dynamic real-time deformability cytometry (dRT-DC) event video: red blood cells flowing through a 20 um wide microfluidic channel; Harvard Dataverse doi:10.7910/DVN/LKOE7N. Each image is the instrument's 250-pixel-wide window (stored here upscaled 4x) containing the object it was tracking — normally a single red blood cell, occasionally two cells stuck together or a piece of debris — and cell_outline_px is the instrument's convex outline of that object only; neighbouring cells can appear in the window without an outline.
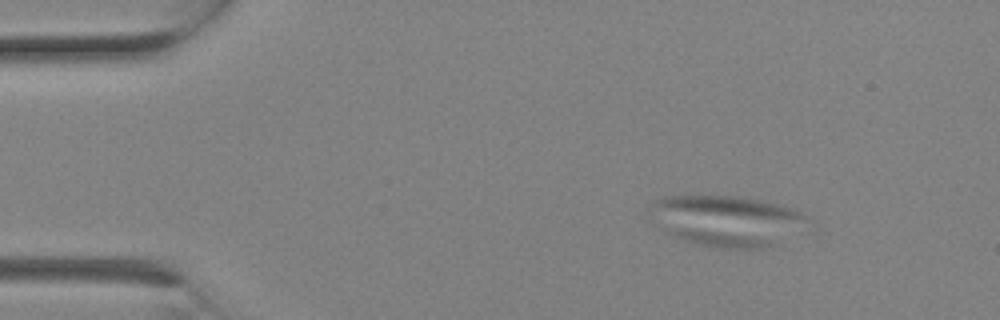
{"species": "Egyptian fruit bat (a non-hibernating species)", "species_latin": "Rousettus aegyptiacus", "temperature_condition": "room temperature", "stored_images_in_passage": 2, "camera_frame_rate_fps": 3000, "um_per_image_px": 0.085, "animal": {"sex": "female"}, "frame": {"image": 1, "passage_image": 1, "time_ms": 0.0, "image_size_px": [1000, 320], "cell_outline_px": [[808, 220], [772, 244], [764, 248], [724, 248], [700, 244], [684, 240], [668, 232], [656, 224], [648, 216], [648, 212], [652, 204], [656, 200], [664, 196], [736, 196], [780, 204], [792, 208], [808, 216]], "centroid_in_image_um": [61.65, 18.73], "position_along_channel_um": 23.3, "area_um2": 45.43}}
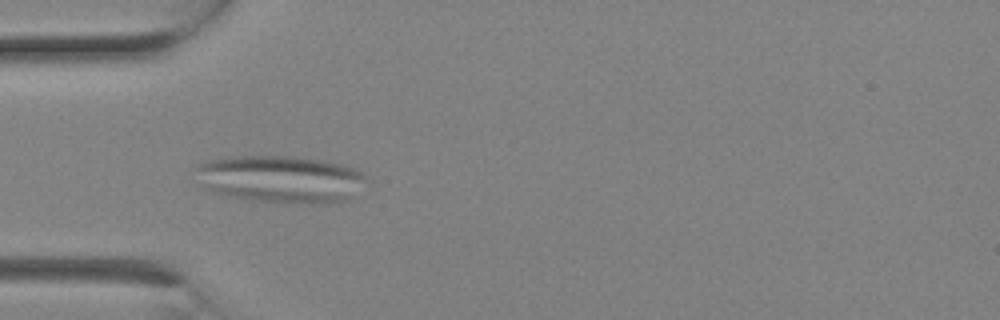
{"frame": {"image": 2, "passage_image": 2, "time_ms": 0.333, "image_size_px": [1000, 320], "cell_outline_px": [[364, 176], [348, 200], [328, 204], [312, 204], [256, 200], [228, 196], [204, 188], [196, 168], [196, 164], [208, 160], [232, 156], [288, 156], [324, 160], [356, 168]], "centroid_in_image_um": [23.81, 15.21], "position_along_channel_um": 61.2, "area_um2": 46.36}}